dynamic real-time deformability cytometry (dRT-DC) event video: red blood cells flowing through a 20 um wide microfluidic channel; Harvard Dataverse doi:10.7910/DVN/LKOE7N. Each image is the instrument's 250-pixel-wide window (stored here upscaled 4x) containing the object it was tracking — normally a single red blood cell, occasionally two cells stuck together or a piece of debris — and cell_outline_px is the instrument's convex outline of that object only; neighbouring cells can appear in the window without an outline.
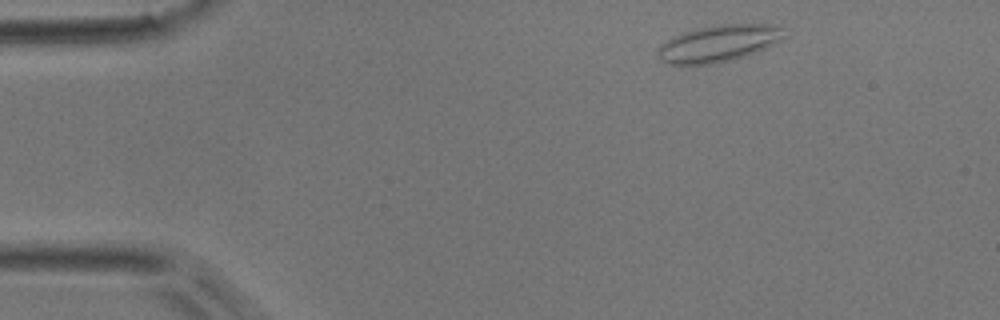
{"species": "common noctule bat (a hibernating species)", "species_latin": "Nyctalus noctula", "temperature_condition": "room temperature", "stored_images_in_passage": 46, "camera_frame_rate_fps": 3000, "um_per_image_px": 0.085, "animal": {"sex": "male", "body_mass_g": 17.9}, "frame": {"image": 1, "passage_image": 3, "time_ms": 0.667, "image_size_px": [1000, 320], "cell_outline_px": [[780, 36], [772, 44], [756, 52], [732, 60], [712, 64], [668, 64], [660, 60], [656, 52], [660, 44], [672, 36], [696, 28], [720, 24], [772, 24], [780, 28]], "centroid_in_image_um": [60.95, 3.7], "position_along_channel_um": 24.1, "area_um2": 26.65}}
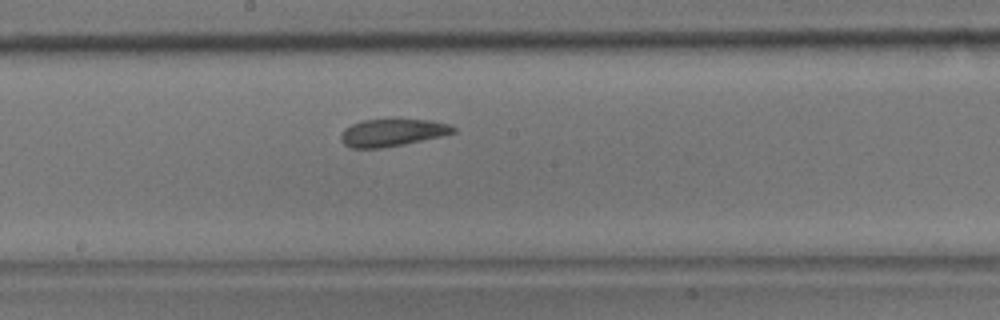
{"frame": {"image": 2, "passage_image": 23, "time_ms": 7.333, "image_size_px": [1000, 320], "cell_outline_px": [[456, 132], [440, 136], [404, 144], [380, 148], [352, 148], [344, 144], [340, 140], [340, 136], [344, 128], [352, 124], [364, 120], [432, 120], [448, 124], [456, 128]], "centroid_in_image_um": [33.32, 11.28], "position_along_channel_um": 214.9, "area_um2": 17.69}}
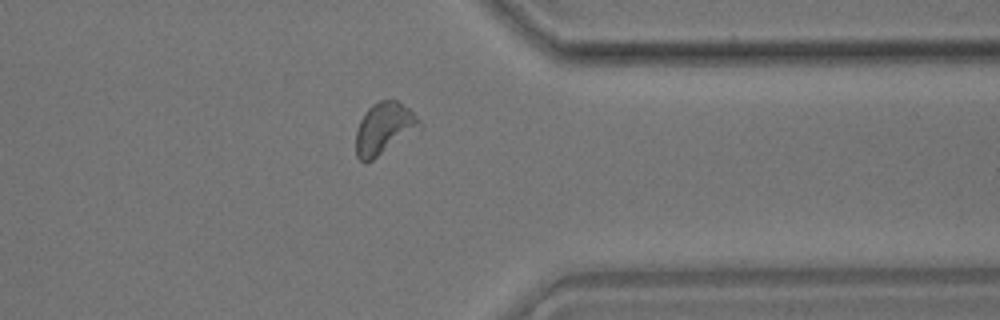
{"frame": {"image": 3, "passage_image": 36, "time_ms": 11.667, "image_size_px": [1000, 320], "cell_outline_px": [[424, 124], [372, 160], [364, 164], [356, 156], [356, 132], [360, 120], [368, 108], [372, 104], [380, 100], [396, 100], [408, 108]], "centroid_in_image_um": [32.61, 10.91], "position_along_channel_um": 378.8, "area_um2": 18.79}, "authors_computed_cell_mechanics": {"area_um2": 18.3226, "velocity_mm_per_s": 3.9431, "shape_relaxation_time_tau1_ms": 4.2754, "shape_relaxation_time_tau2_ms": 1.7963, "deformation_change_tau1": 0.1025, "deformation_change_tau2": 0.0703}}